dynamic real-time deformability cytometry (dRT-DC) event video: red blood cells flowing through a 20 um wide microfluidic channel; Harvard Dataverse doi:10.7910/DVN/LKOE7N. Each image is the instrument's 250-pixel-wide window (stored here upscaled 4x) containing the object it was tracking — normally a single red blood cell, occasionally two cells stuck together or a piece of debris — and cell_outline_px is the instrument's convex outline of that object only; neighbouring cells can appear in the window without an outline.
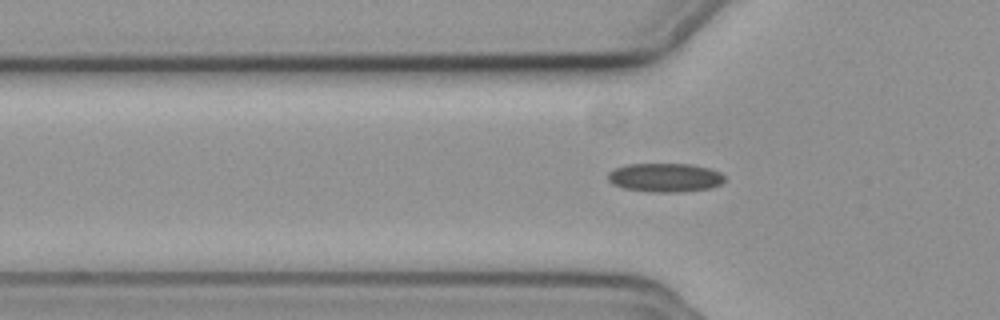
{"species": "common noctule bat (a hibernating species)", "species_latin": "Nyctalus noctula", "temperature_condition": "cold", "stored_images_in_passage": 33, "camera_frame_rate_fps": 3000, "um_per_image_px": 0.085, "animal": {"sex": "female", "body_mass_g": 19.3, "forearm_length_mm": 54.1}, "frame": {"image": 1, "passage_image": 6, "time_ms": 1.667, "image_size_px": [1000, 320], "cell_outline_px": [[724, 180], [720, 184], [712, 188], [676, 192], [648, 192], [624, 188], [612, 184], [608, 180], [608, 172], [616, 168], [628, 164], [692, 164], [708, 168], [720, 172], [724, 176]], "centroid_in_image_um": [56.52, 15.09], "position_along_channel_um": 69.3, "area_um2": 19.59}}
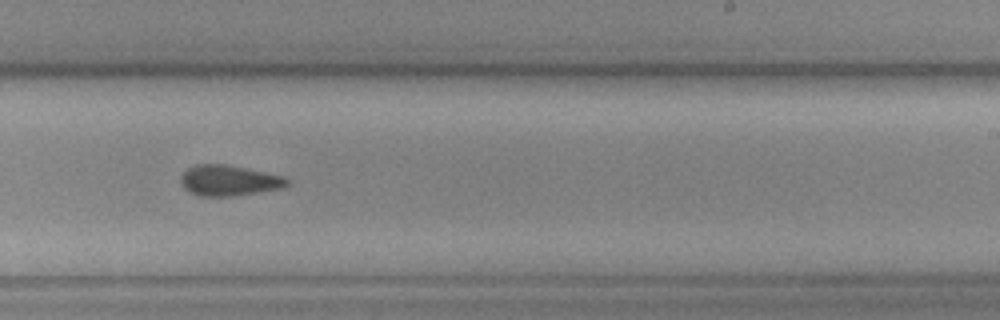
{"frame": {"image": 2, "passage_image": 22, "time_ms": 7.0, "image_size_px": [1000, 320], "cell_outline_px": [[288, 184], [284, 188], [232, 196], [200, 196], [184, 188], [180, 184], [180, 176], [188, 168], [196, 164], [224, 164], [284, 176], [288, 180]], "centroid_in_image_um": [19.44, 15.34], "position_along_channel_um": 269.6, "area_um2": 18.84}}
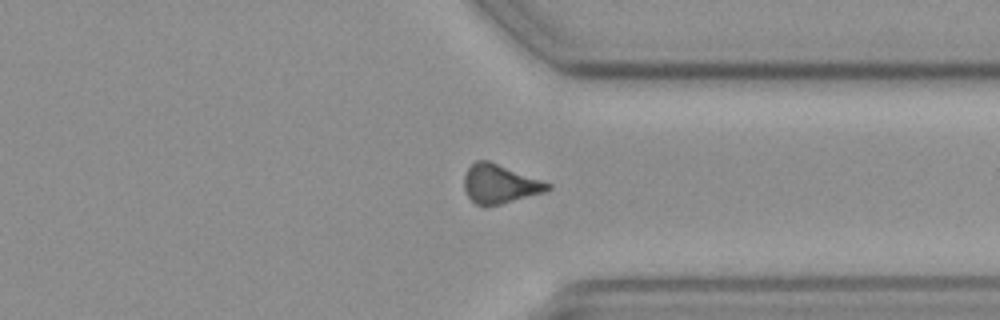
{"frame": {"image": 3, "passage_image": 30, "time_ms": 9.667, "image_size_px": [1000, 320], "cell_outline_px": [[552, 188], [544, 192], [500, 204], [484, 208], [476, 204], [468, 196], [464, 188], [464, 176], [468, 168], [476, 160], [488, 160], [552, 184]], "centroid_in_image_um": [42.46, 15.65], "position_along_channel_um": 368.9, "area_um2": 18.9}}